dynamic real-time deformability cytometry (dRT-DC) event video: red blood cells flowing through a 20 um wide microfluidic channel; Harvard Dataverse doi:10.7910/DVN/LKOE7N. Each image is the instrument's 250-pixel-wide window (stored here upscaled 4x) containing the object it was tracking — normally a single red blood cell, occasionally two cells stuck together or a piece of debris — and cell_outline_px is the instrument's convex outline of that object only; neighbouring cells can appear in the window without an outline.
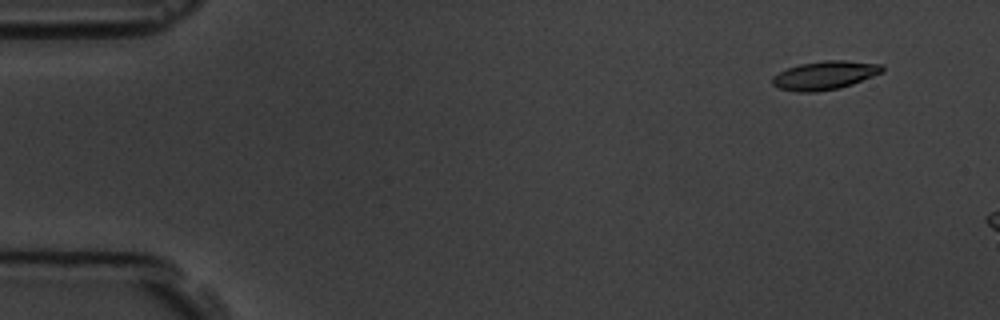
{"species": "common noctule bat (a hibernating species)", "species_latin": "Nyctalus noctula", "temperature_condition": "room temperature", "stored_images_in_passage": 3, "camera_frame_rate_fps": 3000, "um_per_image_px": 0.085, "animal": {"sex": "male", "body_mass_g": 19.5, "forearm_length_mm": 54.6}, "frame": {"image": 1, "passage_image": 1, "time_ms": 0.0, "image_size_px": [1000, 320], "cell_outline_px": [[884, 72], [852, 84], [840, 88], [816, 92], [796, 92], [780, 88], [772, 84], [772, 76], [788, 68], [800, 64], [824, 60], [844, 60], [884, 64]], "centroid_in_image_um": [70.14, 6.4], "position_along_channel_um": 14.9, "area_um2": 18.38}}